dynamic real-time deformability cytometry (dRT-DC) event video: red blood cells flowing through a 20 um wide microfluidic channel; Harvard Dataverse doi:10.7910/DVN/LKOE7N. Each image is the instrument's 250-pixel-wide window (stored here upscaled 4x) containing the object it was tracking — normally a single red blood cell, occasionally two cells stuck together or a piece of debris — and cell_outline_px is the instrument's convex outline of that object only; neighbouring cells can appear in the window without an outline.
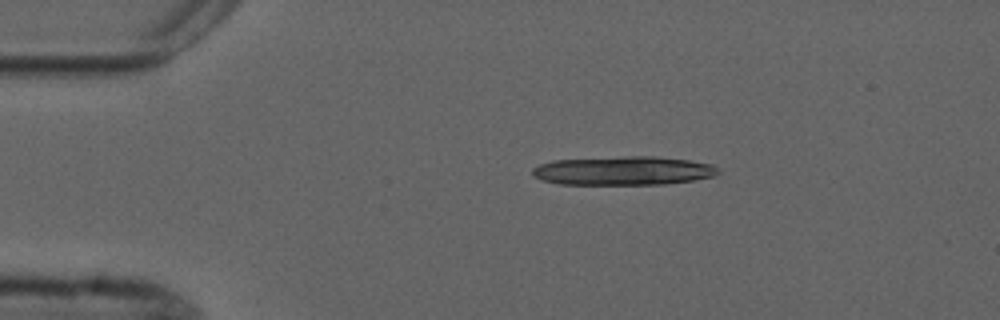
{"species": "common noctule bat (a hibernating species)", "species_latin": "Nyctalus noctula", "temperature_condition": "cold", "stored_images_in_passage": 3, "camera_frame_rate_fps": 3000, "um_per_image_px": 0.085, "animal": {"sex": "male", "forearm_length_mm": 52.5}, "frame": {"image": 1, "passage_image": 1, "time_ms": 0.0, "image_size_px": [1000, 320], "cell_outline_px": [[720, 172], [716, 176], [692, 180], [664, 184], [560, 184], [540, 180], [532, 176], [532, 168], [540, 164], [552, 160], [628, 156], [652, 156], [688, 160], [712, 164], [720, 168]], "centroid_in_image_um": [52.97, 14.51], "position_along_channel_um": 32.0, "area_um2": 31.33}}
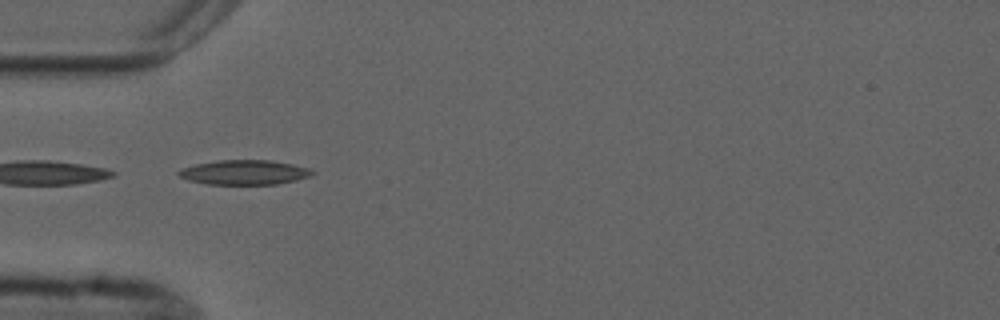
{"frame": {"image": 2, "passage_image": 3, "time_ms": 2.333, "image_size_px": [1000, 320], "cell_outline_px": [[316, 172], [312, 176], [296, 180], [276, 184], [208, 184], [188, 180], [180, 176], [176, 172], [180, 168], [196, 164], [216, 160], [272, 160], [292, 164], [308, 168]], "centroid_in_image_um": [20.77, 14.64], "position_along_channel_um": 64.2, "area_um2": 19.25}}